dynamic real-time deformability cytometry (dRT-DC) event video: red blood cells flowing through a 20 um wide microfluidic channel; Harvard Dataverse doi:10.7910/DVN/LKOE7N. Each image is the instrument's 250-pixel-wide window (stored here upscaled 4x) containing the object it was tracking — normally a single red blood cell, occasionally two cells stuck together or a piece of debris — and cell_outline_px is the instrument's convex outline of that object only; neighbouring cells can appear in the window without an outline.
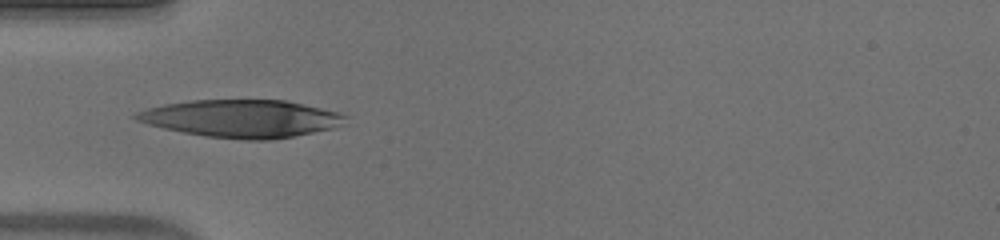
{"species": "human", "species_latin": "Homo sapiens", "temperature_condition": "warm", "stored_images_in_passage": 16, "camera_frame_rate_fps": 3000, "um_per_image_px": 0.085, "donor": {"sex": "male"}, "frame": {"image": 1, "passage_image": 1, "time_ms": 0.0, "image_size_px": [1000, 240], "cell_outline_px": [[348, 116], [340, 124], [332, 128], [272, 140], [244, 140], [204, 136], [164, 128], [148, 124], [136, 120], [132, 116], [136, 112], [148, 108], [164, 104], [188, 100], [288, 100], [340, 112]], "centroid_in_image_um": [20.52, 10.07], "position_along_channel_um": 64.5, "area_um2": 45.78}}
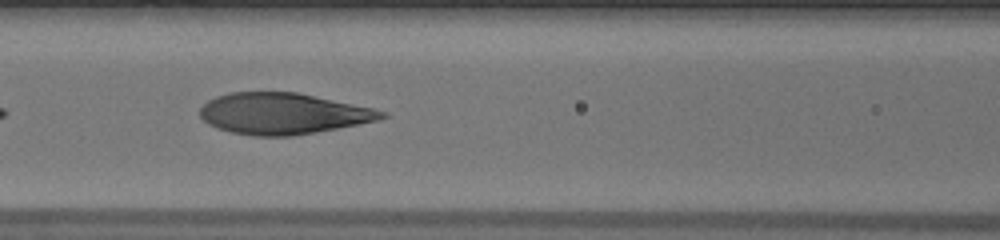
{"frame": {"image": 2, "passage_image": 7, "time_ms": 2.0, "image_size_px": [1000, 240], "cell_outline_px": [[388, 116], [380, 120], [292, 136], [256, 136], [232, 132], [216, 128], [208, 124], [200, 116], [200, 108], [208, 100], [216, 96], [228, 92], [296, 92], [372, 108], [388, 112]], "centroid_in_image_um": [24.03, 9.65], "position_along_channel_um": 142.6, "area_um2": 43.41}}